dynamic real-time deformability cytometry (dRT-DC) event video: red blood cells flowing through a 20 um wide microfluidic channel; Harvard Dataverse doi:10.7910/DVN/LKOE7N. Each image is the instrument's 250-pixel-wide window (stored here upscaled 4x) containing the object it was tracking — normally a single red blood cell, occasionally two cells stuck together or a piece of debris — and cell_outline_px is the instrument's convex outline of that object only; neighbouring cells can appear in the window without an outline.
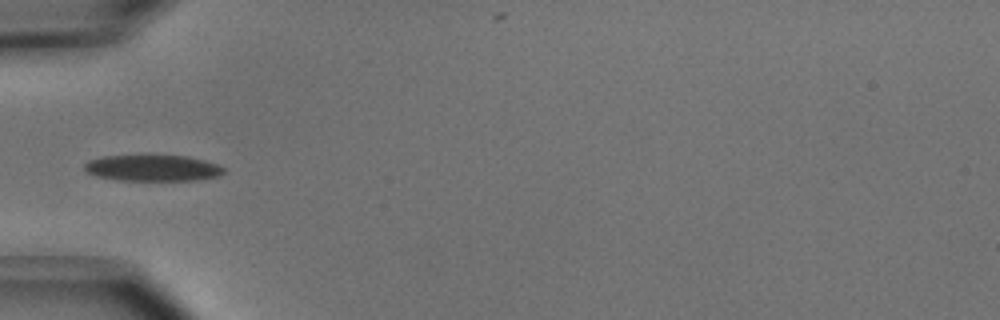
{"species": "common noctule bat (a hibernating species)", "species_latin": "Nyctalus noctula", "temperature_condition": "cold", "stored_images_in_passage": 35, "camera_frame_rate_fps": 3000, "um_per_image_px": 0.085, "animal": {"sex": "male", "body_mass_g": 15.6}, "frame": {"image": 1, "passage_image": 1, "time_ms": 0.0, "image_size_px": [1000, 320], "cell_outline_px": [[224, 172], [216, 176], [196, 180], [116, 180], [96, 176], [88, 172], [84, 168], [84, 164], [88, 160], [104, 156], [148, 152], [188, 156], [220, 164], [224, 168]], "centroid_in_image_um": [12.95, 14.22], "position_along_channel_um": 72.1, "area_um2": 22.31}}
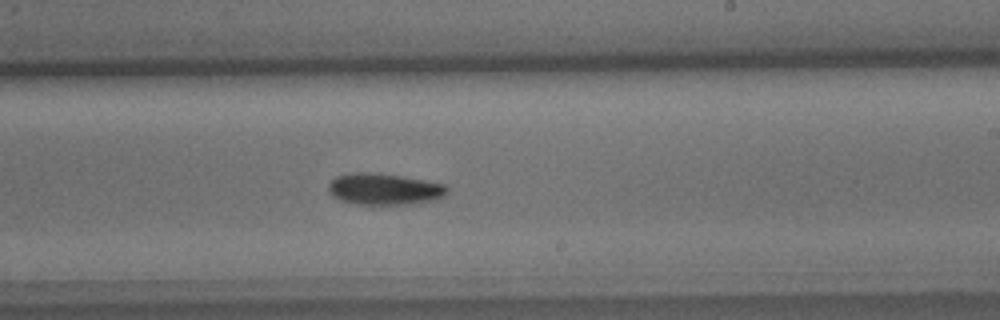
{"frame": {"image": 2, "passage_image": 15, "time_ms": 4.667, "image_size_px": [1000, 320], "cell_outline_px": [[448, 192], [444, 196], [436, 200], [424, 204], [356, 204], [340, 200], [332, 196], [328, 192], [328, 184], [336, 176], [352, 172], [368, 172], [404, 176], [448, 184]], "centroid_in_image_um": [32.72, 16.07], "position_along_channel_um": 256.3, "area_um2": 22.31}}
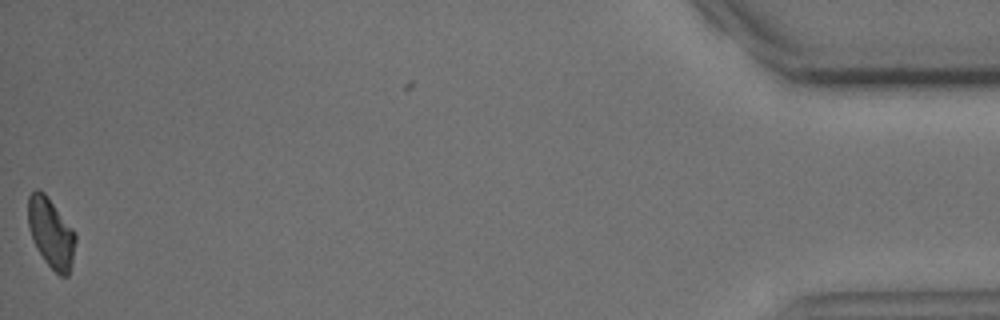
{"frame": {"image": 3, "passage_image": 35, "time_ms": 11.333, "image_size_px": [1000, 320], "cell_outline_px": [[76, 240], [72, 264], [68, 276], [60, 276], [44, 260], [36, 248], [32, 240], [28, 224], [28, 196], [36, 188], [44, 192], [72, 228], [76, 236]], "centroid_in_image_um": [4.33, 19.8], "position_along_channel_um": 430.9, "area_um2": 19.19}, "authors_computed_cell_mechanics": {"area_um2": 20.9236, "velocity_mm_per_s": 3.9437, "shape_relaxation_time_tau1_ms": 1.7535, "shape_relaxation_time_tau2_ms": null, "deformation_change_tau1": 0.1127, "deformation_change_tau2": null}}